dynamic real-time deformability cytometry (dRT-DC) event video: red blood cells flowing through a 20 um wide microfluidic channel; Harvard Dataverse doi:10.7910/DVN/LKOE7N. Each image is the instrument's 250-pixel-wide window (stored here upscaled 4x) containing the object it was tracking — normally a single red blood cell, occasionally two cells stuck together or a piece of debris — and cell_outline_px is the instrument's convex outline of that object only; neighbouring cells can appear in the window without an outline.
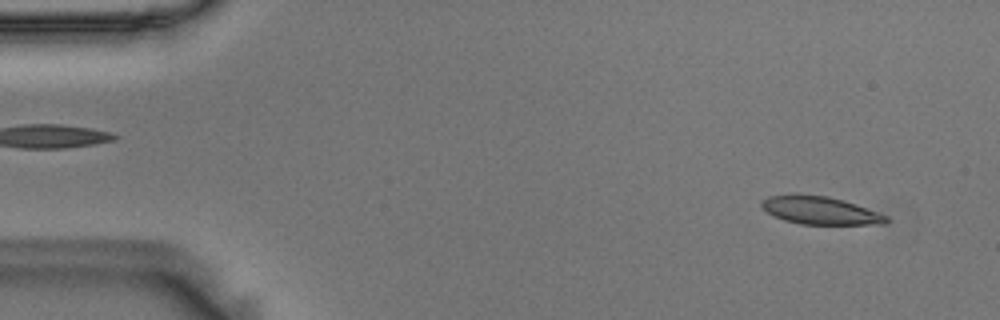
{"species": "Egyptian fruit bat (a non-hibernating species)", "species_latin": "Rousettus aegyptiacus", "temperature_condition": "room temperature", "stored_images_in_passage": 54, "camera_frame_rate_fps": 3000, "um_per_image_px": 0.085, "animal": {"sex": "male"}, "frame": {"image": 1, "passage_image": 3, "time_ms": 0.667, "image_size_px": [1000, 320], "cell_outline_px": [[892, 220], [888, 224], [800, 224], [784, 220], [760, 208], [760, 200], [768, 196], [792, 192], [796, 192], [828, 196], [844, 200], [856, 204], [888, 216]], "centroid_in_image_um": [69.68, 17.85], "position_along_channel_um": 15.3, "area_um2": 20.87}}
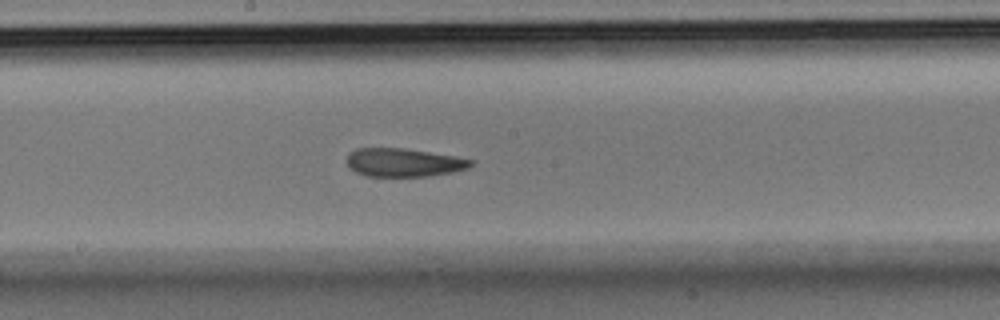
{"frame": {"image": 2, "passage_image": 28, "time_ms": 9.0, "image_size_px": [1000, 320], "cell_outline_px": [[472, 164], [468, 168], [452, 172], [428, 176], [364, 176], [356, 172], [348, 164], [348, 152], [356, 148], [404, 148], [456, 156], [472, 160]], "centroid_in_image_um": [34.31, 13.8], "position_along_channel_um": 213.9, "area_um2": 20.4}}
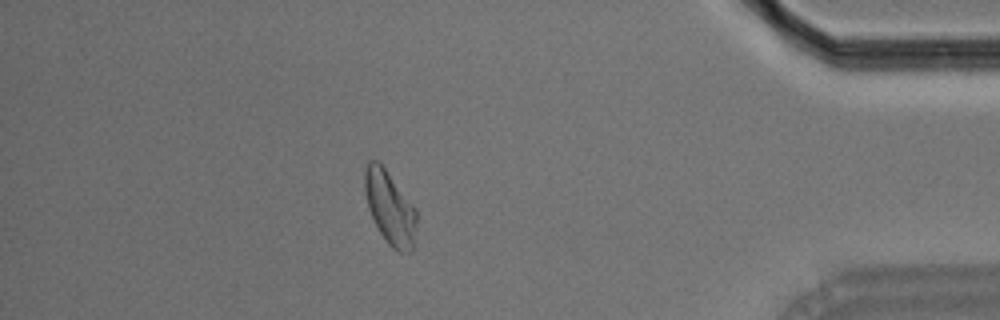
{"frame": {"image": 3, "passage_image": 47, "time_ms": 15.333, "image_size_px": [1000, 320], "cell_outline_px": [[416, 228], [412, 252], [400, 252], [392, 248], [388, 244], [380, 232], [368, 208], [364, 188], [364, 172], [368, 160], [376, 160], [384, 168], [416, 208]], "centroid_in_image_um": [33.14, 17.67], "position_along_channel_um": 402.1, "area_um2": 21.91}, "authors_computed_cell_mechanics": {"area_um2": 21.7328, "velocity_mm_per_s": 3.6259, "shape_relaxation_time_tau1_ms": 9.8898, "shape_relaxation_time_tau2_ms": 5.0676, "deformation_change_tau1": 0.2098, "deformation_change_tau2": 0.1389}}